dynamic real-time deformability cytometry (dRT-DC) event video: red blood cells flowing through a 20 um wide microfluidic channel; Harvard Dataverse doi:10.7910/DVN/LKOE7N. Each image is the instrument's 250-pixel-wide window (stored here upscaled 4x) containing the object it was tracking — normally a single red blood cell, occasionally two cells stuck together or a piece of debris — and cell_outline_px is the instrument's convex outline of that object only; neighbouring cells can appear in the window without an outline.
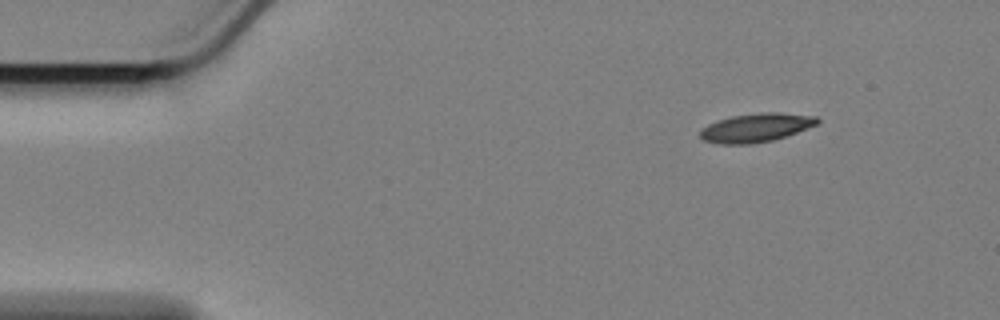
{"species": "Egyptian fruit bat (a non-hibernating species)", "species_latin": "Rousettus aegyptiacus", "temperature_condition": "cold", "stored_images_in_passage": 53, "camera_frame_rate_fps": 3000, "um_per_image_px": 0.085, "animal": {"sex": "female"}, "frame": {"image": 1, "passage_image": 1, "time_ms": 0.0, "image_size_px": [1000, 320], "cell_outline_px": [[820, 120], [816, 124], [796, 132], [772, 140], [748, 144], [720, 144], [704, 140], [700, 136], [700, 128], [716, 120], [732, 116], [760, 112], [776, 112], [816, 116]], "centroid_in_image_um": [64.21, 10.84], "position_along_channel_um": 20.8, "area_um2": 19.42}}
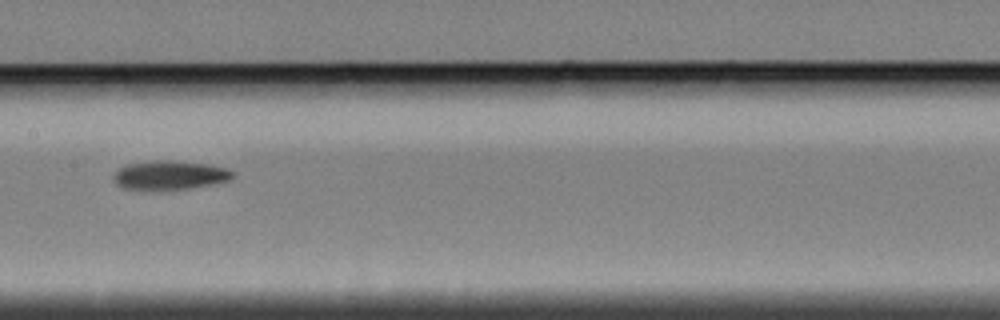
{"frame": {"image": 2, "passage_image": 23, "time_ms": 7.333, "image_size_px": [1000, 320], "cell_outline_px": [[236, 176], [228, 180], [212, 184], [192, 188], [160, 192], [124, 188], [116, 184], [112, 180], [112, 176], [120, 168], [128, 164], [148, 160], [172, 160], [208, 164], [228, 168], [236, 172]], "centroid_in_image_um": [14.43, 14.91], "position_along_channel_um": 193.0, "area_um2": 20.92}}
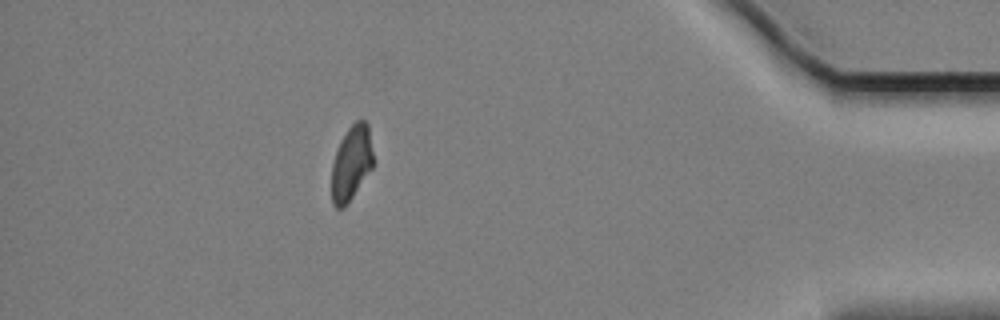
{"frame": {"image": 3, "passage_image": 46, "time_ms": 15.0, "image_size_px": [1000, 320], "cell_outline_px": [[372, 168], [344, 208], [336, 208], [332, 204], [332, 164], [336, 152], [348, 128], [356, 120], [364, 120], [368, 124], [372, 152]], "centroid_in_image_um": [29.86, 13.88], "position_along_channel_um": 405.3, "area_um2": 17.69}, "authors_computed_cell_mechanics": {"area_um2": 19.7098, "velocity_mm_per_s": 3.3879, "shape_relaxation_time_tau1_ms": 5.3065, "shape_relaxation_time_tau2_ms": null, "deformation_change_tau1": 0.145, "deformation_change_tau2": null}}